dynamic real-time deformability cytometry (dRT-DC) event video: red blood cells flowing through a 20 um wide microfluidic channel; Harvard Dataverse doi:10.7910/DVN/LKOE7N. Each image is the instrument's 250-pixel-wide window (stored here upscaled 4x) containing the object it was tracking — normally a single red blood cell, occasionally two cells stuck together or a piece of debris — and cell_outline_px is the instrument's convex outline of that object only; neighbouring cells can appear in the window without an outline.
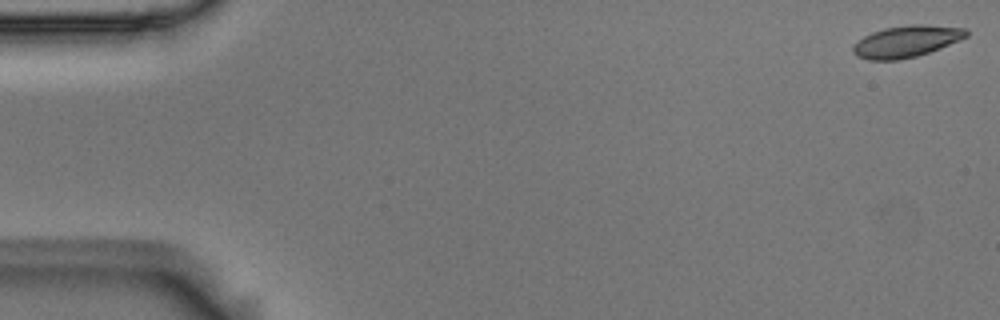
{"species": "Egyptian fruit bat (a non-hibernating species)", "species_latin": "Rousettus aegyptiacus", "temperature_condition": "room temperature", "stored_images_in_passage": 15, "camera_frame_rate_fps": 3000, "um_per_image_px": 0.085, "animal": {"sex": "male"}, "frame": {"image": 1, "passage_image": 1, "time_ms": 0.0, "image_size_px": [1000, 320], "cell_outline_px": [[968, 36], [960, 40], [940, 48], [916, 56], [900, 60], [868, 60], [856, 56], [852, 52], [852, 48], [864, 36], [872, 32], [884, 28], [912, 24], [920, 24], [964, 28], [968, 32]], "centroid_in_image_um": [77.03, 3.52], "position_along_channel_um": 8.0, "area_um2": 20.75}}
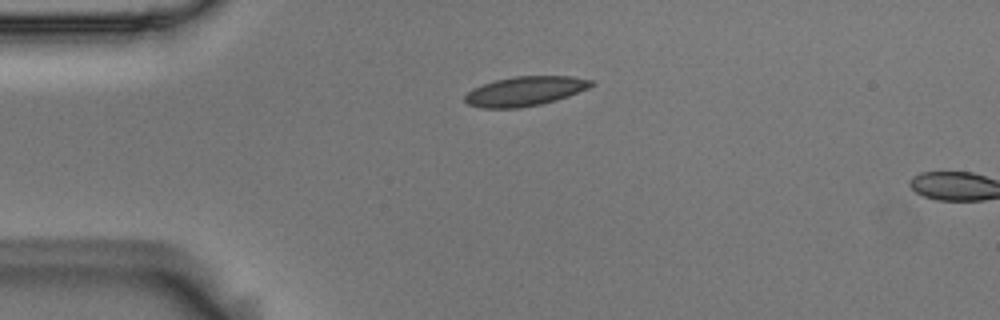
{"frame": {"image": 2, "passage_image": 13, "time_ms": 4.0, "image_size_px": [1000, 320], "cell_outline_px": [[596, 84], [588, 88], [568, 96], [556, 100], [540, 104], [520, 108], [480, 108], [468, 104], [464, 100], [464, 96], [472, 88], [496, 80], [516, 76], [572, 76], [592, 80]], "centroid_in_image_um": [44.63, 7.75], "position_along_channel_um": 40.4, "area_um2": 21.68}}